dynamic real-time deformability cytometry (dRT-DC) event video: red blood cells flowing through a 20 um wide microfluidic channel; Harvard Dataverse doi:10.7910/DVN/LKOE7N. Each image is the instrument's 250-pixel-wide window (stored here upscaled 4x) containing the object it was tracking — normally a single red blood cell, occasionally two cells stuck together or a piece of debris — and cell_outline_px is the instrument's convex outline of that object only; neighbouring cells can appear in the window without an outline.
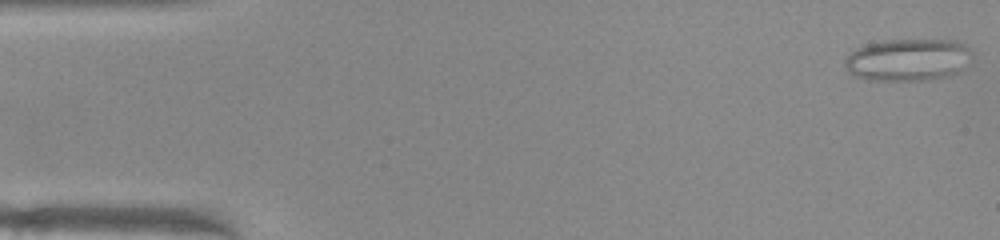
{"species": "common noctule bat (a hibernating species)", "species_latin": "Nyctalus noctula", "temperature_condition": "warm", "stored_images_in_passage": 50, "camera_frame_rate_fps": 3000, "um_per_image_px": 0.085, "animal": {"sex": "female", "body_mass_g": 22.0, "forearm_length_mm": 56.7}, "frame": {"image": 1, "passage_image": 1, "time_ms": 0.0, "image_size_px": [1000, 240], "cell_outline_px": [[972, 52], [960, 72], [948, 76], [928, 80], [868, 80], [856, 76], [848, 72], [844, 64], [844, 60], [856, 48], [864, 44], [884, 40], [956, 40], [964, 44]], "centroid_in_image_um": [77.15, 5.08], "position_along_channel_um": 7.9, "area_um2": 31.33}}
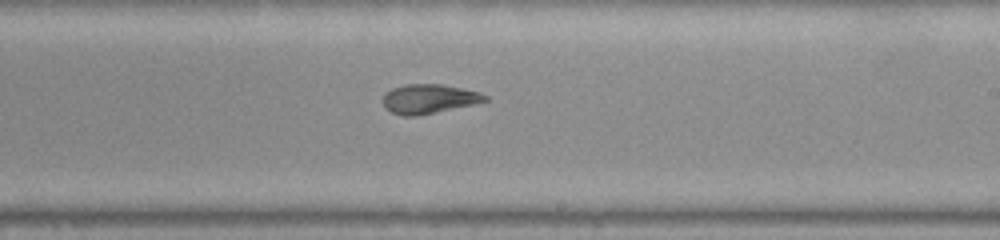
{"frame": {"image": 2, "passage_image": 29, "time_ms": 9.333, "image_size_px": [1000, 240], "cell_outline_px": [[488, 100], [472, 104], [436, 112], [416, 116], [404, 116], [392, 112], [384, 104], [384, 96], [392, 88], [408, 84], [440, 84], [480, 92], [488, 96]], "centroid_in_image_um": [36.48, 8.4], "position_along_channel_um": 252.5, "area_um2": 16.99}}
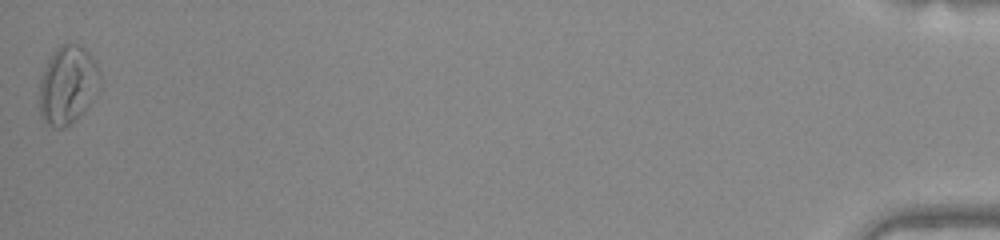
{"frame": {"image": 3, "passage_image": 50, "time_ms": 16.333, "image_size_px": [1000, 240], "cell_outline_px": [[100, 72], [88, 108], [72, 124], [64, 128], [56, 128], [48, 124], [40, 116], [40, 76], [52, 52], [60, 44], [80, 44], [88, 52], [96, 64]], "centroid_in_image_um": [5.71, 7.23], "position_along_channel_um": 429.5, "area_um2": 27.34}, "authors_computed_cell_mechanics": {"area_um2": 18.5538, "velocity_mm_per_s": 4.0004, "shape_relaxation_time_tau1_ms": null, "shape_relaxation_time_tau2_ms": 3.4248, "deformation_change_tau1": null, "deformation_change_tau2": 0.1122}}